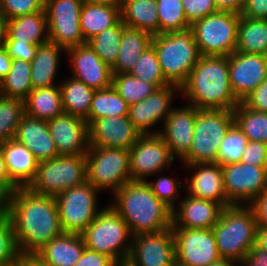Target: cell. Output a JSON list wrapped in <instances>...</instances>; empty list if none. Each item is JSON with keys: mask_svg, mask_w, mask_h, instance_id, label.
<instances>
[{"mask_svg": "<svg viewBox=\"0 0 267 266\" xmlns=\"http://www.w3.org/2000/svg\"><path fill=\"white\" fill-rule=\"evenodd\" d=\"M8 214L20 255H34L64 233L54 196L17 188L12 192Z\"/></svg>", "mask_w": 267, "mask_h": 266, "instance_id": "obj_1", "label": "cell"}, {"mask_svg": "<svg viewBox=\"0 0 267 266\" xmlns=\"http://www.w3.org/2000/svg\"><path fill=\"white\" fill-rule=\"evenodd\" d=\"M180 93L198 110H234L240 102L230 85L229 56L202 55L180 86Z\"/></svg>", "mask_w": 267, "mask_h": 266, "instance_id": "obj_2", "label": "cell"}, {"mask_svg": "<svg viewBox=\"0 0 267 266\" xmlns=\"http://www.w3.org/2000/svg\"><path fill=\"white\" fill-rule=\"evenodd\" d=\"M109 204L127 223L133 236L156 233L172 226V209L144 181H130L113 194Z\"/></svg>", "mask_w": 267, "mask_h": 266, "instance_id": "obj_3", "label": "cell"}, {"mask_svg": "<svg viewBox=\"0 0 267 266\" xmlns=\"http://www.w3.org/2000/svg\"><path fill=\"white\" fill-rule=\"evenodd\" d=\"M257 221L249 205L224 207L212 228L221 258L241 263L256 244Z\"/></svg>", "mask_w": 267, "mask_h": 266, "instance_id": "obj_4", "label": "cell"}, {"mask_svg": "<svg viewBox=\"0 0 267 266\" xmlns=\"http://www.w3.org/2000/svg\"><path fill=\"white\" fill-rule=\"evenodd\" d=\"M151 45L155 49L165 79L179 87L202 56L191 27L155 34Z\"/></svg>", "mask_w": 267, "mask_h": 266, "instance_id": "obj_5", "label": "cell"}, {"mask_svg": "<svg viewBox=\"0 0 267 266\" xmlns=\"http://www.w3.org/2000/svg\"><path fill=\"white\" fill-rule=\"evenodd\" d=\"M86 248L111 257L118 265H125L132 248L127 223L108 204L80 234Z\"/></svg>", "mask_w": 267, "mask_h": 266, "instance_id": "obj_6", "label": "cell"}, {"mask_svg": "<svg viewBox=\"0 0 267 266\" xmlns=\"http://www.w3.org/2000/svg\"><path fill=\"white\" fill-rule=\"evenodd\" d=\"M234 123L233 110H198L192 146L181 159L183 164L217 163L222 140Z\"/></svg>", "mask_w": 267, "mask_h": 266, "instance_id": "obj_7", "label": "cell"}, {"mask_svg": "<svg viewBox=\"0 0 267 266\" xmlns=\"http://www.w3.org/2000/svg\"><path fill=\"white\" fill-rule=\"evenodd\" d=\"M85 158L87 181L97 190L114 194L131 181L129 150L89 146Z\"/></svg>", "mask_w": 267, "mask_h": 266, "instance_id": "obj_8", "label": "cell"}, {"mask_svg": "<svg viewBox=\"0 0 267 266\" xmlns=\"http://www.w3.org/2000/svg\"><path fill=\"white\" fill-rule=\"evenodd\" d=\"M240 17L238 13L217 11L194 22L191 28L201 55L229 56L235 52Z\"/></svg>", "mask_w": 267, "mask_h": 266, "instance_id": "obj_9", "label": "cell"}, {"mask_svg": "<svg viewBox=\"0 0 267 266\" xmlns=\"http://www.w3.org/2000/svg\"><path fill=\"white\" fill-rule=\"evenodd\" d=\"M87 181L85 155H59L38 163L29 189L39 195L56 196Z\"/></svg>", "mask_w": 267, "mask_h": 266, "instance_id": "obj_10", "label": "cell"}, {"mask_svg": "<svg viewBox=\"0 0 267 266\" xmlns=\"http://www.w3.org/2000/svg\"><path fill=\"white\" fill-rule=\"evenodd\" d=\"M98 192L86 181L54 196L64 233L81 234L96 218L102 210L98 206Z\"/></svg>", "mask_w": 267, "mask_h": 266, "instance_id": "obj_11", "label": "cell"}, {"mask_svg": "<svg viewBox=\"0 0 267 266\" xmlns=\"http://www.w3.org/2000/svg\"><path fill=\"white\" fill-rule=\"evenodd\" d=\"M83 0H45L49 42L69 49L87 43L80 29Z\"/></svg>", "mask_w": 267, "mask_h": 266, "instance_id": "obj_12", "label": "cell"}, {"mask_svg": "<svg viewBox=\"0 0 267 266\" xmlns=\"http://www.w3.org/2000/svg\"><path fill=\"white\" fill-rule=\"evenodd\" d=\"M222 172L228 206L249 205L267 189V166L239 162L222 165Z\"/></svg>", "mask_w": 267, "mask_h": 266, "instance_id": "obj_13", "label": "cell"}, {"mask_svg": "<svg viewBox=\"0 0 267 266\" xmlns=\"http://www.w3.org/2000/svg\"><path fill=\"white\" fill-rule=\"evenodd\" d=\"M131 181L146 182L176 160L160 134L141 135L129 150Z\"/></svg>", "mask_w": 267, "mask_h": 266, "instance_id": "obj_14", "label": "cell"}, {"mask_svg": "<svg viewBox=\"0 0 267 266\" xmlns=\"http://www.w3.org/2000/svg\"><path fill=\"white\" fill-rule=\"evenodd\" d=\"M176 261L186 266H209L221 259L212 229L172 228Z\"/></svg>", "mask_w": 267, "mask_h": 266, "instance_id": "obj_15", "label": "cell"}, {"mask_svg": "<svg viewBox=\"0 0 267 266\" xmlns=\"http://www.w3.org/2000/svg\"><path fill=\"white\" fill-rule=\"evenodd\" d=\"M176 261L172 226L156 233L132 237L127 266H173Z\"/></svg>", "mask_w": 267, "mask_h": 266, "instance_id": "obj_16", "label": "cell"}, {"mask_svg": "<svg viewBox=\"0 0 267 266\" xmlns=\"http://www.w3.org/2000/svg\"><path fill=\"white\" fill-rule=\"evenodd\" d=\"M178 92H180V87L170 84L157 89L144 100L130 105L128 117L141 135L160 133V130H152L151 128L160 122L164 124L165 119L173 108L172 100L175 99V95H178Z\"/></svg>", "mask_w": 267, "mask_h": 266, "instance_id": "obj_17", "label": "cell"}, {"mask_svg": "<svg viewBox=\"0 0 267 266\" xmlns=\"http://www.w3.org/2000/svg\"><path fill=\"white\" fill-rule=\"evenodd\" d=\"M267 77V56L233 52L229 55V78L233 95L242 102Z\"/></svg>", "mask_w": 267, "mask_h": 266, "instance_id": "obj_18", "label": "cell"}, {"mask_svg": "<svg viewBox=\"0 0 267 266\" xmlns=\"http://www.w3.org/2000/svg\"><path fill=\"white\" fill-rule=\"evenodd\" d=\"M88 132L90 146L126 150L141 136L128 116L95 119L88 125Z\"/></svg>", "mask_w": 267, "mask_h": 266, "instance_id": "obj_19", "label": "cell"}, {"mask_svg": "<svg viewBox=\"0 0 267 266\" xmlns=\"http://www.w3.org/2000/svg\"><path fill=\"white\" fill-rule=\"evenodd\" d=\"M66 54L72 65L73 78L95 90H103L112 86V68L101 60L90 45L85 43L71 47L66 50Z\"/></svg>", "mask_w": 267, "mask_h": 266, "instance_id": "obj_20", "label": "cell"}, {"mask_svg": "<svg viewBox=\"0 0 267 266\" xmlns=\"http://www.w3.org/2000/svg\"><path fill=\"white\" fill-rule=\"evenodd\" d=\"M47 123L59 155H86L90 145L85 119L63 113Z\"/></svg>", "mask_w": 267, "mask_h": 266, "instance_id": "obj_21", "label": "cell"}, {"mask_svg": "<svg viewBox=\"0 0 267 266\" xmlns=\"http://www.w3.org/2000/svg\"><path fill=\"white\" fill-rule=\"evenodd\" d=\"M198 109L192 105L172 108L160 129V135L163 137L169 148L171 155L179 161L189 152L192 142L196 114ZM176 155V157H175Z\"/></svg>", "mask_w": 267, "mask_h": 266, "instance_id": "obj_22", "label": "cell"}, {"mask_svg": "<svg viewBox=\"0 0 267 266\" xmlns=\"http://www.w3.org/2000/svg\"><path fill=\"white\" fill-rule=\"evenodd\" d=\"M184 166L193 171L191 179L184 183L188 195L219 203L223 207L228 206L220 164L197 163Z\"/></svg>", "mask_w": 267, "mask_h": 266, "instance_id": "obj_23", "label": "cell"}, {"mask_svg": "<svg viewBox=\"0 0 267 266\" xmlns=\"http://www.w3.org/2000/svg\"><path fill=\"white\" fill-rule=\"evenodd\" d=\"M223 208L219 203L186 194L177 208L172 210V228L212 229Z\"/></svg>", "mask_w": 267, "mask_h": 266, "instance_id": "obj_24", "label": "cell"}, {"mask_svg": "<svg viewBox=\"0 0 267 266\" xmlns=\"http://www.w3.org/2000/svg\"><path fill=\"white\" fill-rule=\"evenodd\" d=\"M14 138L26 146L38 162L59 156L55 142L50 135L47 121L24 114Z\"/></svg>", "mask_w": 267, "mask_h": 266, "instance_id": "obj_25", "label": "cell"}, {"mask_svg": "<svg viewBox=\"0 0 267 266\" xmlns=\"http://www.w3.org/2000/svg\"><path fill=\"white\" fill-rule=\"evenodd\" d=\"M11 181L18 188H28L34 181L38 161L34 154L15 138L0 144Z\"/></svg>", "mask_w": 267, "mask_h": 266, "instance_id": "obj_26", "label": "cell"}, {"mask_svg": "<svg viewBox=\"0 0 267 266\" xmlns=\"http://www.w3.org/2000/svg\"><path fill=\"white\" fill-rule=\"evenodd\" d=\"M85 248L80 234L63 233L46 243L34 256L47 266H74Z\"/></svg>", "mask_w": 267, "mask_h": 266, "instance_id": "obj_27", "label": "cell"}, {"mask_svg": "<svg viewBox=\"0 0 267 266\" xmlns=\"http://www.w3.org/2000/svg\"><path fill=\"white\" fill-rule=\"evenodd\" d=\"M153 35L145 30L130 28L122 23L121 43L113 74L129 73L141 54L151 46Z\"/></svg>", "mask_w": 267, "mask_h": 266, "instance_id": "obj_28", "label": "cell"}, {"mask_svg": "<svg viewBox=\"0 0 267 266\" xmlns=\"http://www.w3.org/2000/svg\"><path fill=\"white\" fill-rule=\"evenodd\" d=\"M63 51L66 53V49L51 42L38 46L35 57L30 62V78L33 89L59 85L55 80L57 79L58 66L61 61L59 56Z\"/></svg>", "mask_w": 267, "mask_h": 266, "instance_id": "obj_29", "label": "cell"}, {"mask_svg": "<svg viewBox=\"0 0 267 266\" xmlns=\"http://www.w3.org/2000/svg\"><path fill=\"white\" fill-rule=\"evenodd\" d=\"M5 41L30 42L34 45L49 42L45 9L8 20Z\"/></svg>", "mask_w": 267, "mask_h": 266, "instance_id": "obj_30", "label": "cell"}, {"mask_svg": "<svg viewBox=\"0 0 267 266\" xmlns=\"http://www.w3.org/2000/svg\"><path fill=\"white\" fill-rule=\"evenodd\" d=\"M120 19V5L84 2L79 22L85 41L114 26Z\"/></svg>", "mask_w": 267, "mask_h": 266, "instance_id": "obj_31", "label": "cell"}, {"mask_svg": "<svg viewBox=\"0 0 267 266\" xmlns=\"http://www.w3.org/2000/svg\"><path fill=\"white\" fill-rule=\"evenodd\" d=\"M120 15L125 26L159 34L156 0H121Z\"/></svg>", "mask_w": 267, "mask_h": 266, "instance_id": "obj_32", "label": "cell"}, {"mask_svg": "<svg viewBox=\"0 0 267 266\" xmlns=\"http://www.w3.org/2000/svg\"><path fill=\"white\" fill-rule=\"evenodd\" d=\"M25 114L44 121L62 115V100L59 85L33 89L24 99Z\"/></svg>", "mask_w": 267, "mask_h": 266, "instance_id": "obj_33", "label": "cell"}, {"mask_svg": "<svg viewBox=\"0 0 267 266\" xmlns=\"http://www.w3.org/2000/svg\"><path fill=\"white\" fill-rule=\"evenodd\" d=\"M61 82L59 86L63 112L86 120L96 90L71 76Z\"/></svg>", "mask_w": 267, "mask_h": 266, "instance_id": "obj_34", "label": "cell"}, {"mask_svg": "<svg viewBox=\"0 0 267 266\" xmlns=\"http://www.w3.org/2000/svg\"><path fill=\"white\" fill-rule=\"evenodd\" d=\"M235 51L267 56V20L241 16Z\"/></svg>", "mask_w": 267, "mask_h": 266, "instance_id": "obj_35", "label": "cell"}, {"mask_svg": "<svg viewBox=\"0 0 267 266\" xmlns=\"http://www.w3.org/2000/svg\"><path fill=\"white\" fill-rule=\"evenodd\" d=\"M130 105L118 94L113 86L96 90L86 119L88 125L101 117L128 116Z\"/></svg>", "mask_w": 267, "mask_h": 266, "instance_id": "obj_36", "label": "cell"}, {"mask_svg": "<svg viewBox=\"0 0 267 266\" xmlns=\"http://www.w3.org/2000/svg\"><path fill=\"white\" fill-rule=\"evenodd\" d=\"M30 77L31 63L13 60L8 75L0 81V95L24 100L33 90Z\"/></svg>", "mask_w": 267, "mask_h": 266, "instance_id": "obj_37", "label": "cell"}, {"mask_svg": "<svg viewBox=\"0 0 267 266\" xmlns=\"http://www.w3.org/2000/svg\"><path fill=\"white\" fill-rule=\"evenodd\" d=\"M235 123L248 141H260L267 144V113L248 108L240 102L233 110Z\"/></svg>", "mask_w": 267, "mask_h": 266, "instance_id": "obj_38", "label": "cell"}, {"mask_svg": "<svg viewBox=\"0 0 267 266\" xmlns=\"http://www.w3.org/2000/svg\"><path fill=\"white\" fill-rule=\"evenodd\" d=\"M122 22L121 19L114 25L97 34L87 41V44L101 58L112 67L119 54L121 43Z\"/></svg>", "mask_w": 267, "mask_h": 266, "instance_id": "obj_39", "label": "cell"}, {"mask_svg": "<svg viewBox=\"0 0 267 266\" xmlns=\"http://www.w3.org/2000/svg\"><path fill=\"white\" fill-rule=\"evenodd\" d=\"M112 86L129 105L144 100L158 89L129 73L113 74Z\"/></svg>", "mask_w": 267, "mask_h": 266, "instance_id": "obj_40", "label": "cell"}, {"mask_svg": "<svg viewBox=\"0 0 267 266\" xmlns=\"http://www.w3.org/2000/svg\"><path fill=\"white\" fill-rule=\"evenodd\" d=\"M24 114V100L0 95V144L15 137Z\"/></svg>", "mask_w": 267, "mask_h": 266, "instance_id": "obj_41", "label": "cell"}, {"mask_svg": "<svg viewBox=\"0 0 267 266\" xmlns=\"http://www.w3.org/2000/svg\"><path fill=\"white\" fill-rule=\"evenodd\" d=\"M129 74L154 84L158 89L170 85L161 71L160 63L152 45L141 54Z\"/></svg>", "mask_w": 267, "mask_h": 266, "instance_id": "obj_42", "label": "cell"}, {"mask_svg": "<svg viewBox=\"0 0 267 266\" xmlns=\"http://www.w3.org/2000/svg\"><path fill=\"white\" fill-rule=\"evenodd\" d=\"M159 18V34L191 27L188 23L182 0H156Z\"/></svg>", "mask_w": 267, "mask_h": 266, "instance_id": "obj_43", "label": "cell"}, {"mask_svg": "<svg viewBox=\"0 0 267 266\" xmlns=\"http://www.w3.org/2000/svg\"><path fill=\"white\" fill-rule=\"evenodd\" d=\"M247 143L248 138L234 123L222 140L217 154V163L221 166L239 163Z\"/></svg>", "mask_w": 267, "mask_h": 266, "instance_id": "obj_44", "label": "cell"}, {"mask_svg": "<svg viewBox=\"0 0 267 266\" xmlns=\"http://www.w3.org/2000/svg\"><path fill=\"white\" fill-rule=\"evenodd\" d=\"M20 256L9 214L0 215V266L14 263Z\"/></svg>", "mask_w": 267, "mask_h": 266, "instance_id": "obj_45", "label": "cell"}, {"mask_svg": "<svg viewBox=\"0 0 267 266\" xmlns=\"http://www.w3.org/2000/svg\"><path fill=\"white\" fill-rule=\"evenodd\" d=\"M182 181L175 180L170 177H159L156 181L150 182L146 181V183L151 188L152 192L156 195V197L164 202L168 207L172 210L176 208L175 201L179 198L180 194L179 190L182 188L179 183Z\"/></svg>", "mask_w": 267, "mask_h": 266, "instance_id": "obj_46", "label": "cell"}, {"mask_svg": "<svg viewBox=\"0 0 267 266\" xmlns=\"http://www.w3.org/2000/svg\"><path fill=\"white\" fill-rule=\"evenodd\" d=\"M45 0H0V13L8 20L44 10Z\"/></svg>", "mask_w": 267, "mask_h": 266, "instance_id": "obj_47", "label": "cell"}, {"mask_svg": "<svg viewBox=\"0 0 267 266\" xmlns=\"http://www.w3.org/2000/svg\"><path fill=\"white\" fill-rule=\"evenodd\" d=\"M182 6L190 25L218 11L213 0H182Z\"/></svg>", "mask_w": 267, "mask_h": 266, "instance_id": "obj_48", "label": "cell"}, {"mask_svg": "<svg viewBox=\"0 0 267 266\" xmlns=\"http://www.w3.org/2000/svg\"><path fill=\"white\" fill-rule=\"evenodd\" d=\"M240 162L253 166H267V144L248 141Z\"/></svg>", "mask_w": 267, "mask_h": 266, "instance_id": "obj_49", "label": "cell"}, {"mask_svg": "<svg viewBox=\"0 0 267 266\" xmlns=\"http://www.w3.org/2000/svg\"><path fill=\"white\" fill-rule=\"evenodd\" d=\"M39 45L30 42L5 41L4 49L12 60H25L31 62L36 54Z\"/></svg>", "mask_w": 267, "mask_h": 266, "instance_id": "obj_50", "label": "cell"}, {"mask_svg": "<svg viewBox=\"0 0 267 266\" xmlns=\"http://www.w3.org/2000/svg\"><path fill=\"white\" fill-rule=\"evenodd\" d=\"M242 102L252 110L267 113V77Z\"/></svg>", "mask_w": 267, "mask_h": 266, "instance_id": "obj_51", "label": "cell"}, {"mask_svg": "<svg viewBox=\"0 0 267 266\" xmlns=\"http://www.w3.org/2000/svg\"><path fill=\"white\" fill-rule=\"evenodd\" d=\"M74 266H119L108 255L85 248L78 262Z\"/></svg>", "mask_w": 267, "mask_h": 266, "instance_id": "obj_52", "label": "cell"}, {"mask_svg": "<svg viewBox=\"0 0 267 266\" xmlns=\"http://www.w3.org/2000/svg\"><path fill=\"white\" fill-rule=\"evenodd\" d=\"M249 206L254 212L257 226H267V189L257 196Z\"/></svg>", "mask_w": 267, "mask_h": 266, "instance_id": "obj_53", "label": "cell"}, {"mask_svg": "<svg viewBox=\"0 0 267 266\" xmlns=\"http://www.w3.org/2000/svg\"><path fill=\"white\" fill-rule=\"evenodd\" d=\"M240 15L267 20V0H247Z\"/></svg>", "mask_w": 267, "mask_h": 266, "instance_id": "obj_54", "label": "cell"}, {"mask_svg": "<svg viewBox=\"0 0 267 266\" xmlns=\"http://www.w3.org/2000/svg\"><path fill=\"white\" fill-rule=\"evenodd\" d=\"M240 266H267V252L255 244L245 255Z\"/></svg>", "mask_w": 267, "mask_h": 266, "instance_id": "obj_55", "label": "cell"}, {"mask_svg": "<svg viewBox=\"0 0 267 266\" xmlns=\"http://www.w3.org/2000/svg\"><path fill=\"white\" fill-rule=\"evenodd\" d=\"M218 11L241 14L247 0H213Z\"/></svg>", "mask_w": 267, "mask_h": 266, "instance_id": "obj_56", "label": "cell"}, {"mask_svg": "<svg viewBox=\"0 0 267 266\" xmlns=\"http://www.w3.org/2000/svg\"><path fill=\"white\" fill-rule=\"evenodd\" d=\"M12 192L0 182V215L9 213Z\"/></svg>", "mask_w": 267, "mask_h": 266, "instance_id": "obj_57", "label": "cell"}, {"mask_svg": "<svg viewBox=\"0 0 267 266\" xmlns=\"http://www.w3.org/2000/svg\"><path fill=\"white\" fill-rule=\"evenodd\" d=\"M0 182L3 183L11 192L15 191L18 187L11 181L4 156L0 148Z\"/></svg>", "mask_w": 267, "mask_h": 266, "instance_id": "obj_58", "label": "cell"}, {"mask_svg": "<svg viewBox=\"0 0 267 266\" xmlns=\"http://www.w3.org/2000/svg\"><path fill=\"white\" fill-rule=\"evenodd\" d=\"M12 61L4 47L0 48V81L8 75Z\"/></svg>", "mask_w": 267, "mask_h": 266, "instance_id": "obj_59", "label": "cell"}, {"mask_svg": "<svg viewBox=\"0 0 267 266\" xmlns=\"http://www.w3.org/2000/svg\"><path fill=\"white\" fill-rule=\"evenodd\" d=\"M256 245L267 252V226L257 227Z\"/></svg>", "mask_w": 267, "mask_h": 266, "instance_id": "obj_60", "label": "cell"}, {"mask_svg": "<svg viewBox=\"0 0 267 266\" xmlns=\"http://www.w3.org/2000/svg\"><path fill=\"white\" fill-rule=\"evenodd\" d=\"M20 266H47L34 255H21Z\"/></svg>", "mask_w": 267, "mask_h": 266, "instance_id": "obj_61", "label": "cell"}, {"mask_svg": "<svg viewBox=\"0 0 267 266\" xmlns=\"http://www.w3.org/2000/svg\"><path fill=\"white\" fill-rule=\"evenodd\" d=\"M8 19L0 13V48L4 46L7 38Z\"/></svg>", "mask_w": 267, "mask_h": 266, "instance_id": "obj_62", "label": "cell"}, {"mask_svg": "<svg viewBox=\"0 0 267 266\" xmlns=\"http://www.w3.org/2000/svg\"><path fill=\"white\" fill-rule=\"evenodd\" d=\"M240 266L239 262H236L234 260H230V259H224L221 258L216 262H213L211 265L209 266Z\"/></svg>", "mask_w": 267, "mask_h": 266, "instance_id": "obj_63", "label": "cell"}, {"mask_svg": "<svg viewBox=\"0 0 267 266\" xmlns=\"http://www.w3.org/2000/svg\"><path fill=\"white\" fill-rule=\"evenodd\" d=\"M84 2H93V3H104V4H113L120 5L121 0H83Z\"/></svg>", "mask_w": 267, "mask_h": 266, "instance_id": "obj_64", "label": "cell"}, {"mask_svg": "<svg viewBox=\"0 0 267 266\" xmlns=\"http://www.w3.org/2000/svg\"><path fill=\"white\" fill-rule=\"evenodd\" d=\"M5 266H20V258L17 261H15L14 263H11V264H8Z\"/></svg>", "mask_w": 267, "mask_h": 266, "instance_id": "obj_65", "label": "cell"}, {"mask_svg": "<svg viewBox=\"0 0 267 266\" xmlns=\"http://www.w3.org/2000/svg\"><path fill=\"white\" fill-rule=\"evenodd\" d=\"M173 266H186V265H183V264H181V263L175 261L174 264H173Z\"/></svg>", "mask_w": 267, "mask_h": 266, "instance_id": "obj_66", "label": "cell"}]
</instances>
